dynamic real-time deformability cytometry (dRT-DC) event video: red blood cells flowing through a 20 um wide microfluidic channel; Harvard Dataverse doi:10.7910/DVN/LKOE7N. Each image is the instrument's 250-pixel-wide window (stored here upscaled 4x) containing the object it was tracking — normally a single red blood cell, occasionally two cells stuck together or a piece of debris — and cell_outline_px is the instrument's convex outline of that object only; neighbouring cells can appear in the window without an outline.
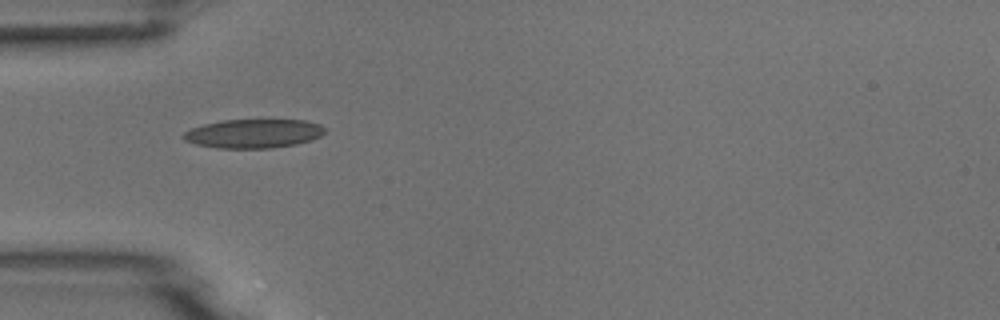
{"species": "common noctule bat (a hibernating species)", "species_latin": "Nyctalus noctula", "temperature_condition": "room temperature", "stored_images_in_passage": 7, "camera_frame_rate_fps": 3000, "um_per_image_px": 0.085, "animal": {"sex": "male", "body_mass_g": 18.8}, "frame": {"image": 1, "passage_image": 2, "time_ms": 2.0, "image_size_px": [1000, 320], "cell_outline_px": [[328, 132], [312, 140], [296, 144], [272, 148], [216, 148], [196, 144], [184, 140], [180, 136], [184, 132], [192, 128], [204, 124], [220, 120], [304, 120], [320, 124], [328, 128]], "centroid_in_image_um": [21.58, 11.35], "position_along_channel_um": 63.4, "area_um2": 24.1}}
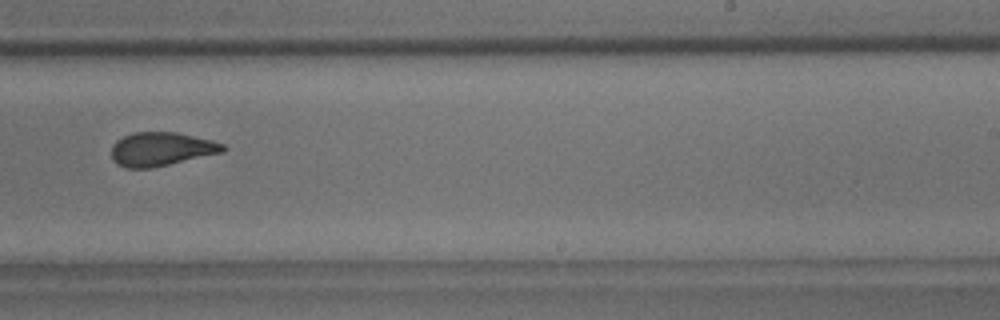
{"frame": {"image": 2, "passage_image": 7, "time_ms": 7.667, "image_size_px": [1000, 320], "cell_outline_px": [[228, 148], [224, 152], [152, 168], [124, 168], [116, 164], [112, 160], [112, 144], [116, 140], [132, 132], [176, 132], [212, 140], [224, 144]], "centroid_in_image_um": [13.7, 12.68], "position_along_channel_um": 275.3, "area_um2": 22.14}}